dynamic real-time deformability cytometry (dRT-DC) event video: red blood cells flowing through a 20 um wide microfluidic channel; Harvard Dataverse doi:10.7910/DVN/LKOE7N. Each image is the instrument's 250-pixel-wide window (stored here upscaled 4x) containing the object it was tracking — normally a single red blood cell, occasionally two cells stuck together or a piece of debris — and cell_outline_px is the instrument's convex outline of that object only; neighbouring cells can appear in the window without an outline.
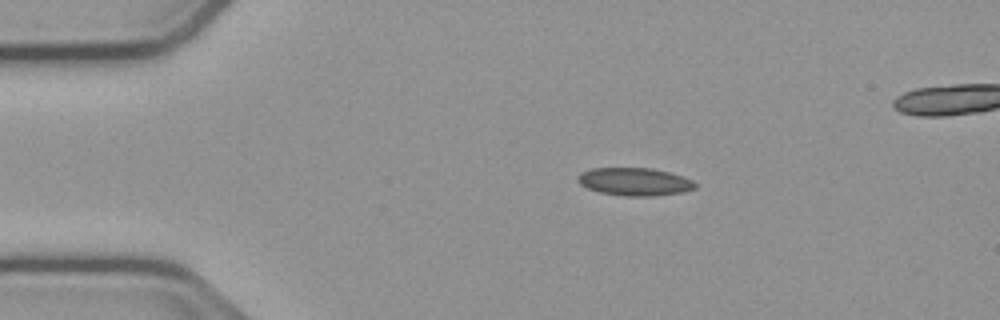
{"species": "common noctule bat (a hibernating species)", "species_latin": "Nyctalus noctula", "temperature_condition": "cold", "stored_images_in_passage": 42, "camera_frame_rate_fps": 3000, "um_per_image_px": 0.085, "animal": {"sex": "male", "body_mass_g": 23.1, "forearm_length_mm": 52.7}, "frame": {"image": 1, "passage_image": 1, "time_ms": 0.0, "image_size_px": [1000, 320], "cell_outline_px": [[696, 188], [684, 192], [652, 196], [624, 196], [600, 192], [588, 188], [580, 184], [576, 180], [576, 176], [580, 172], [592, 168], [652, 168], [684, 176], [692, 180], [696, 184]], "centroid_in_image_um": [53.93, 15.44], "position_along_channel_um": 31.1, "area_um2": 19.19}}
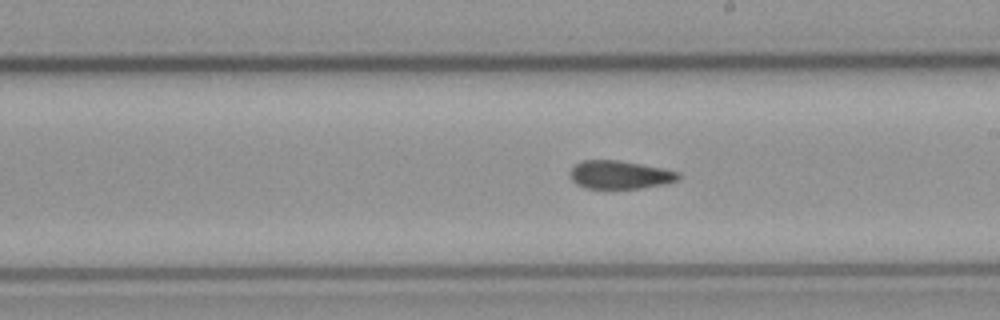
{"frame": {"image": 2, "passage_image": 21, "time_ms": 6.667, "image_size_px": [1000, 320], "cell_outline_px": [[680, 176], [676, 180], [664, 184], [640, 188], [584, 188], [576, 184], [572, 180], [568, 172], [576, 164], [584, 160], [620, 160], [680, 172]], "centroid_in_image_um": [52.64, 14.85], "position_along_channel_um": 236.4, "area_um2": 17.69}}
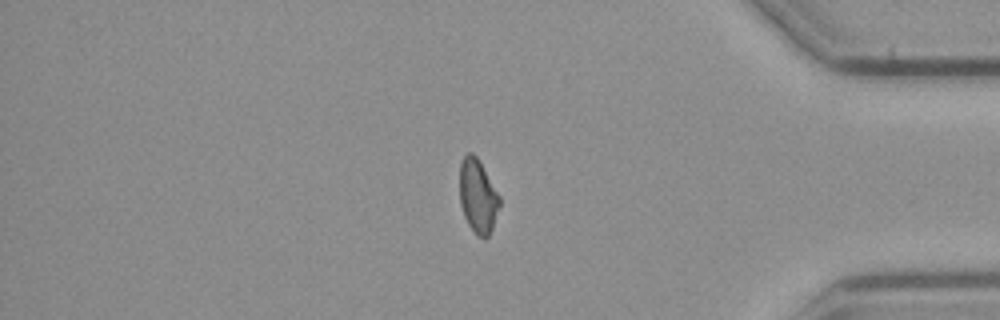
{"frame": {"image": 3, "passage_image": 36, "time_ms": 11.667, "image_size_px": [1000, 320], "cell_outline_px": [[500, 204], [492, 228], [488, 236], [484, 240], [468, 224], [464, 216], [460, 204], [460, 164], [464, 156], [468, 152], [472, 152], [476, 156], [500, 196]], "centroid_in_image_um": [40.61, 16.66], "position_along_channel_um": 394.6, "area_um2": 16.88}, "authors_computed_cell_mechanics": {"area_um2": 18.3804, "velocity_mm_per_s": 3.7832, "shape_relaxation_time_tau1_ms": null, "shape_relaxation_time_tau2_ms": 4.1661, "deformation_change_tau1": null, "deformation_change_tau2": 0.0809}}